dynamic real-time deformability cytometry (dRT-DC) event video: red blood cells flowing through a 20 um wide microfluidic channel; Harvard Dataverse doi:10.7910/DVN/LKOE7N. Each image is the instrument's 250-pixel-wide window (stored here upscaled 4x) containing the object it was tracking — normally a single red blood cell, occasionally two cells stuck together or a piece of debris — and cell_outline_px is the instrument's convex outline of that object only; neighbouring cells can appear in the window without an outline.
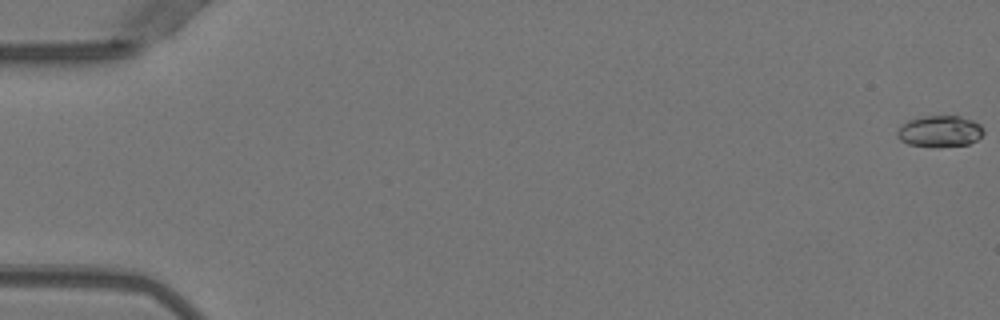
{"species": "Egyptian fruit bat (a non-hibernating species)", "species_latin": "Rousettus aegyptiacus", "temperature_condition": "warm", "stored_images_in_passage": 52, "camera_frame_rate_fps": 3000, "um_per_image_px": 0.085, "animal": {"sex": "female"}, "frame": {"image": 1, "passage_image": 1, "time_ms": 0.0, "image_size_px": [1000, 320], "cell_outline_px": [[984, 132], [976, 140], [968, 144], [936, 148], [908, 144], [900, 140], [896, 136], [896, 132], [908, 120], [924, 116], [960, 116], [972, 120], [980, 124], [984, 128]], "centroid_in_image_um": [79.88, 11.17], "position_along_channel_um": 5.1, "area_um2": 15.9}}
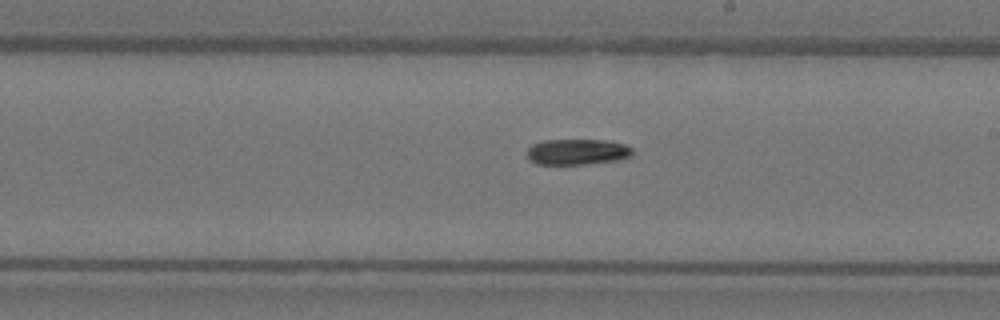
{"frame": {"image": 2, "passage_image": 31, "time_ms": 10.0, "image_size_px": [1000, 320], "cell_outline_px": [[632, 156], [616, 160], [584, 164], [536, 164], [528, 156], [528, 148], [532, 144], [544, 140], [608, 140], [624, 144], [632, 148]], "centroid_in_image_um": [49.08, 12.9], "position_along_channel_um": 239.9, "area_um2": 15.72}}
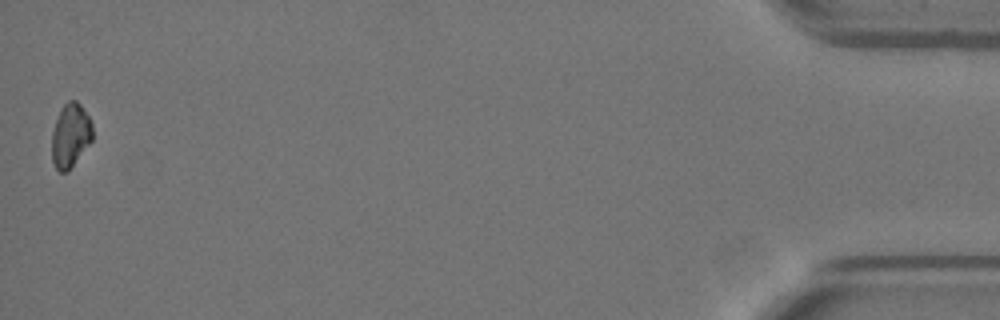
{"frame": {"image": 3, "passage_image": 52, "time_ms": 17.0, "image_size_px": [1000, 320], "cell_outline_px": [[92, 140], [68, 172], [60, 172], [56, 168], [52, 160], [52, 132], [56, 120], [64, 104], [68, 100], [76, 100], [80, 104], [88, 116], [92, 124]], "centroid_in_image_um": [5.99, 11.53], "position_along_channel_um": 429.2, "area_um2": 15.03}}